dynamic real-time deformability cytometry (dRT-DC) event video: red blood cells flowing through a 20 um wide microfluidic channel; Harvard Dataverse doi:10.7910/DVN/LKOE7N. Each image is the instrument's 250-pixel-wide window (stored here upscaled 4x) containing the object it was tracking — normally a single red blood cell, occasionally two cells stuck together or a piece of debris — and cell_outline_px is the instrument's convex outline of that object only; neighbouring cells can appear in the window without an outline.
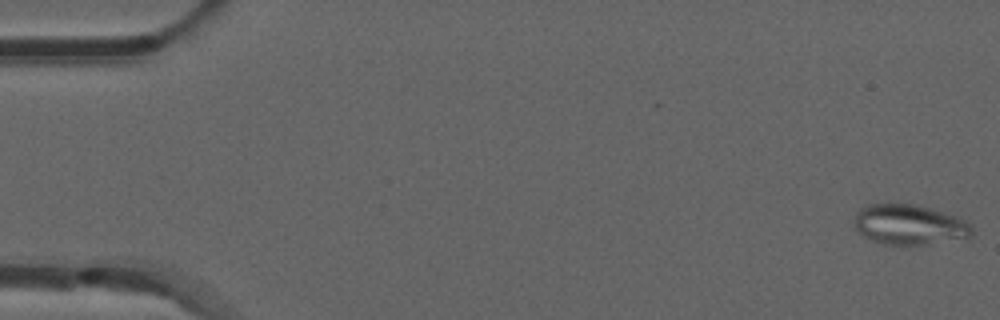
{"species": "common noctule bat (a hibernating species)", "species_latin": "Nyctalus noctula", "temperature_condition": "room temperature", "stored_images_in_passage": 53, "camera_frame_rate_fps": 3000, "um_per_image_px": 0.085, "animal": {"sex": "male", "forearm_length_mm": 52.5}, "frame": {"image": 1, "passage_image": 1, "time_ms": 0.0, "image_size_px": [1000, 320], "cell_outline_px": [[972, 236], [968, 240], [924, 244], [884, 244], [872, 240], [864, 236], [856, 228], [852, 220], [856, 212], [860, 208], [868, 204], [916, 204], [932, 208], [956, 216], [972, 224]], "centroid_in_image_um": [77.35, 19.1], "position_along_channel_um": 7.7, "area_um2": 27.98}}
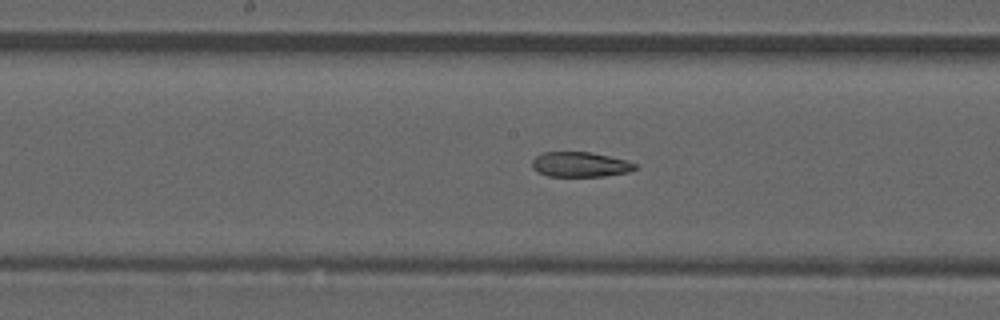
{"frame": {"image": 2, "passage_image": 27, "time_ms": 8.667, "image_size_px": [1000, 320], "cell_outline_px": [[636, 168], [628, 172], [604, 176], [548, 176], [536, 172], [532, 168], [532, 160], [536, 156], [544, 152], [592, 152], [624, 160], [636, 164]], "centroid_in_image_um": [49.26, 13.98], "position_along_channel_um": 198.9, "area_um2": 14.91}}
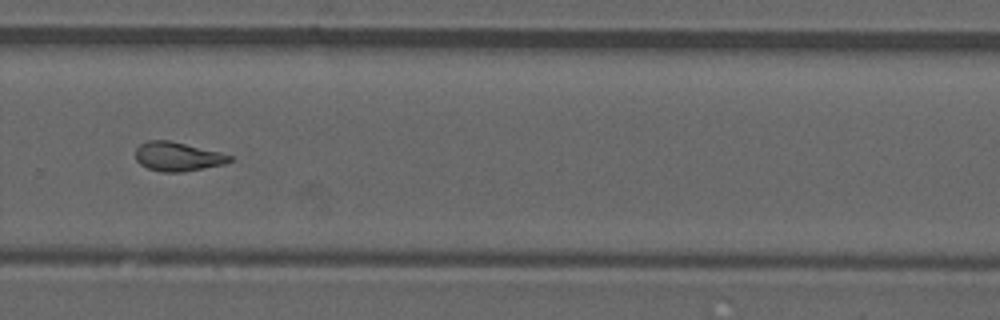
{"frame": {"image": 3, "passage_image": 36, "time_ms": 11.667, "image_size_px": [1000, 320], "cell_outline_px": [[232, 160], [224, 164], [184, 172], [160, 172], [148, 168], [140, 164], [136, 160], [136, 148], [140, 144], [148, 140], [168, 140], [220, 152], [232, 156]], "centroid_in_image_um": [15.08, 13.31], "position_along_channel_um": 314.7, "area_um2": 15.9}, "authors_computed_cell_mechanics": {"area_um2": 16.762, "velocity_mm_per_s": 3.8815, "shape_relaxation_time_tau1_ms": null, "shape_relaxation_time_tau2_ms": 3.5514, "deformation_change_tau1": null, "deformation_change_tau2": 0.1174}}